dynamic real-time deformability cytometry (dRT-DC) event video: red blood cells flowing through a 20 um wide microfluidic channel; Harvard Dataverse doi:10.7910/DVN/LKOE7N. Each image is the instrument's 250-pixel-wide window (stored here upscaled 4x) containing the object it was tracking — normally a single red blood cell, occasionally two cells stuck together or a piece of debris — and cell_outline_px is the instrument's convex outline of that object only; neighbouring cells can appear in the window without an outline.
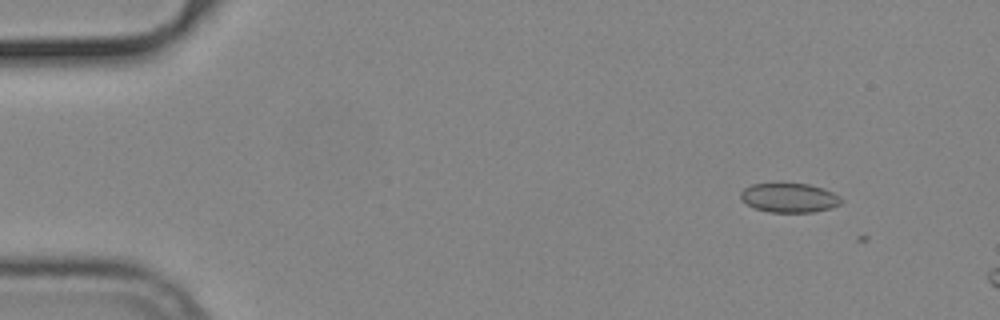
{"species": "common noctule bat (a hibernating species)", "species_latin": "Nyctalus noctula", "temperature_condition": "cold", "stored_images_in_passage": 3, "camera_frame_rate_fps": 3000, "um_per_image_px": 0.085, "animal": {"sex": "male", "body_mass_g": 19.2, "forearm_length_mm": 51.8}, "frame": {"image": 1, "passage_image": 2, "time_ms": 0.333, "image_size_px": [1000, 320], "cell_outline_px": [[844, 200], [840, 204], [832, 208], [812, 212], [768, 212], [756, 208], [740, 200], [740, 192], [744, 188], [752, 184], [808, 184], [824, 188], [840, 196]], "centroid_in_image_um": [67.11, 16.81], "position_along_channel_um": 17.9, "area_um2": 17.17}}